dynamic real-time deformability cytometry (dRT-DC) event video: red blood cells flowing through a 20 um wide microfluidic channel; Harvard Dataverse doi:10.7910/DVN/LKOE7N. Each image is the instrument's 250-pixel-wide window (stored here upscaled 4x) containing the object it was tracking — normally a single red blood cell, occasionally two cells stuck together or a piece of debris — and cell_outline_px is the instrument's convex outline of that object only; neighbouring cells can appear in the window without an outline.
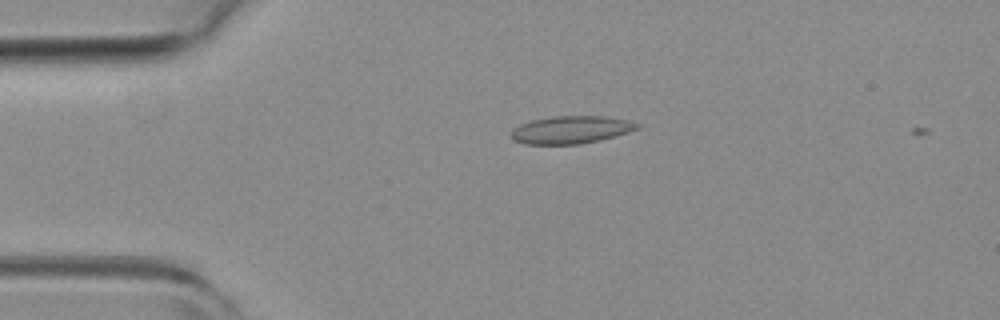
{"species": "common noctule bat (a hibernating species)", "species_latin": "Nyctalus noctula", "temperature_condition": "room temperature", "stored_images_in_passage": 4, "camera_frame_rate_fps": 3000, "um_per_image_px": 0.085, "animal": {"sex": "female", "body_mass_g": 19.3, "forearm_length_mm": 54.1}, "frame": {"image": 1, "passage_image": 3, "time_ms": 0.667, "image_size_px": [1000, 320], "cell_outline_px": [[640, 128], [628, 132], [580, 144], [524, 144], [512, 140], [508, 132], [512, 128], [520, 124], [532, 120], [552, 116], [604, 116], [628, 120], [640, 124]], "centroid_in_image_um": [48.46, 11.02], "position_along_channel_um": 36.5, "area_um2": 20.35}}